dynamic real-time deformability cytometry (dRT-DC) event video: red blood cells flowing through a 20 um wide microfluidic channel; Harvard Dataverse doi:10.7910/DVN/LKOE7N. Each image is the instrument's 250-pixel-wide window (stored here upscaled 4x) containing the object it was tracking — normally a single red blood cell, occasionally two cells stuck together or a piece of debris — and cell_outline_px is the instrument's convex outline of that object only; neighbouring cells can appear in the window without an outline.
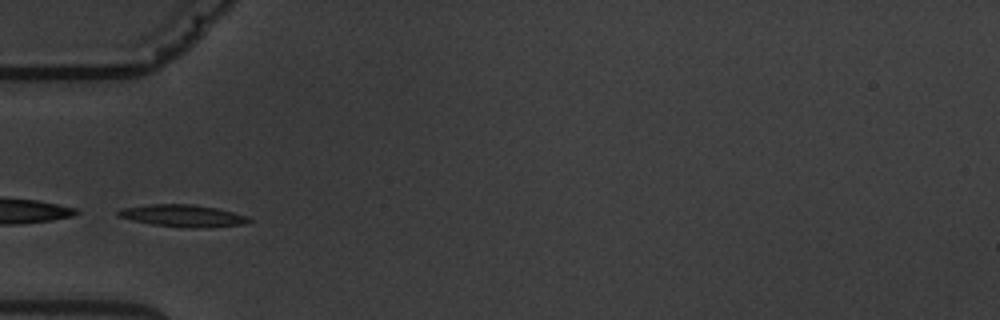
{"species": "common noctule bat (a hibernating species)", "species_latin": "Nyctalus noctula", "temperature_condition": "warm", "stored_images_in_passage": 5, "camera_frame_rate_fps": 3000, "um_per_image_px": 0.085, "animal": {"sex": "male", "body_mass_g": 19.5, "forearm_length_mm": 54.6}, "frame": {"image": 1, "passage_image": 3, "time_ms": 2.333, "image_size_px": [1000, 320], "cell_outline_px": [[252, 220], [248, 224], [196, 228], [188, 228], [152, 224], [132, 220], [116, 216], [116, 212], [120, 208], [148, 204], [192, 204], [216, 208], [232, 212], [244, 216]], "centroid_in_image_um": [15.48, 18.33], "position_along_channel_um": 69.5, "area_um2": 16.82}}
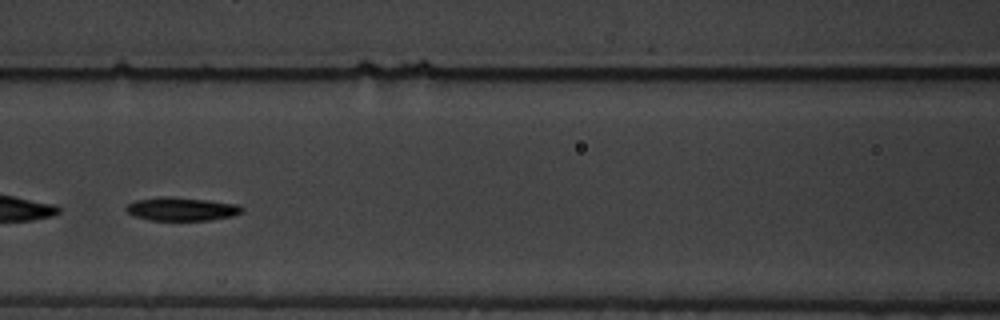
{"frame": {"image": 2, "passage_image": 5, "time_ms": 4.667, "image_size_px": [1000, 320], "cell_outline_px": [[244, 212], [232, 216], [212, 220], [148, 220], [132, 216], [124, 208], [128, 204], [136, 200], [160, 196], [164, 196], [208, 200], [236, 204], [244, 208]], "centroid_in_image_um": [15.42, 17.77], "position_along_channel_um": 151.2, "area_um2": 15.9}}